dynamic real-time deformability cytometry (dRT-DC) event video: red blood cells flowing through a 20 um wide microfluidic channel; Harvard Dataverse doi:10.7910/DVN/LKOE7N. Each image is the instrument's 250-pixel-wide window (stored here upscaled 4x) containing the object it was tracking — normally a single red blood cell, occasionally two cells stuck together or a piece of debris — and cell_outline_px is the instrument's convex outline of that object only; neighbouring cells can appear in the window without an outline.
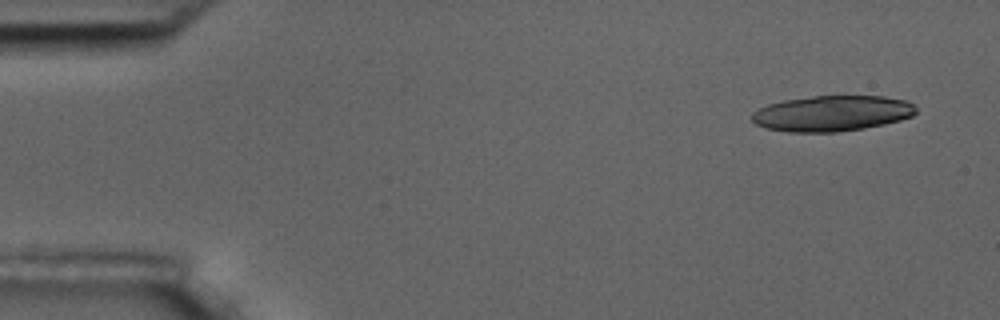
{"species": "common noctule bat (a hibernating species)", "species_latin": "Nyctalus noctula", "temperature_condition": "room temperature", "stored_images_in_passage": 5, "camera_frame_rate_fps": 3000, "um_per_image_px": 0.085, "animal": {"sex": "male", "body_mass_g": 17.5, "forearm_length_mm": 52.3}, "frame": {"image": 1, "passage_image": 1, "time_ms": 0.0, "image_size_px": [1000, 320], "cell_outline_px": [[916, 112], [912, 116], [900, 120], [884, 124], [864, 128], [836, 132], [788, 132], [764, 128], [756, 124], [752, 120], [752, 112], [768, 104], [784, 100], [812, 96], [884, 96], [904, 100], [912, 104], [916, 108]], "centroid_in_image_um": [70.7, 9.64], "position_along_channel_um": 14.3, "area_um2": 34.1}}